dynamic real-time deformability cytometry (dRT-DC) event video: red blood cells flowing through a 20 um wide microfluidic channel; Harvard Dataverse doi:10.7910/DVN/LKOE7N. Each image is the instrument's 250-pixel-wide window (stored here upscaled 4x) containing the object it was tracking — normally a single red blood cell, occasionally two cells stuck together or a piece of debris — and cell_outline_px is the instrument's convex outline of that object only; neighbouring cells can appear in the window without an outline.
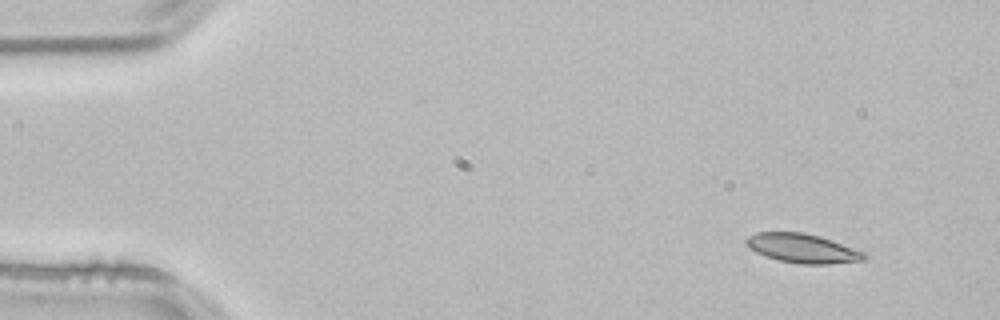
{"species": "common noctule bat (a hibernating species)", "species_latin": "Nyctalus noctula", "temperature_condition": "room temperature", "stored_images_in_passage": 50, "camera_frame_rate_fps": 3000, "um_per_image_px": 0.085, "animal": {"sex": "male", "body_mass_g": 21.5, "forearm_length_mm": 52.0}, "frame": {"image": 1, "passage_image": 1, "time_ms": 0.0, "image_size_px": [1000, 320], "cell_outline_px": [[868, 256], [864, 260], [828, 264], [800, 264], [776, 260], [764, 256], [756, 252], [744, 244], [744, 240], [748, 236], [756, 232], [804, 232], [820, 236], [832, 240], [864, 252]], "centroid_in_image_um": [68.17, 21.11], "position_along_channel_um": 16.8, "area_um2": 20.23}}
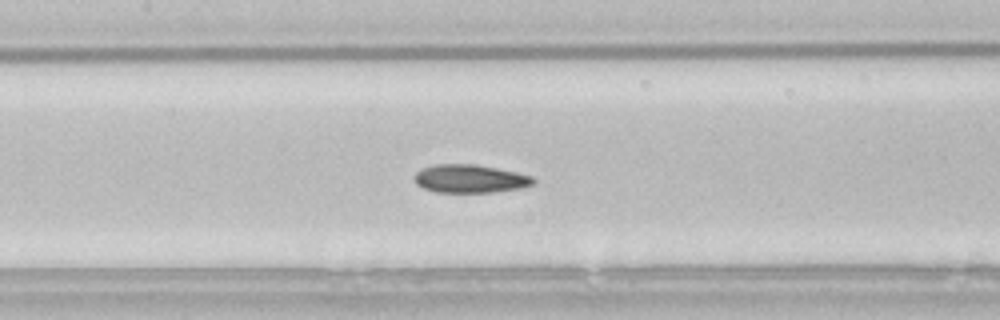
{"frame": {"image": 2, "passage_image": 21, "time_ms": 6.667, "image_size_px": [1000, 320], "cell_outline_px": [[536, 180], [532, 184], [520, 188], [492, 192], [436, 192], [424, 188], [416, 184], [412, 176], [420, 168], [436, 164], [476, 164], [516, 172], [532, 176]], "centroid_in_image_um": [39.9, 15.18], "position_along_channel_um": 167.5, "area_um2": 19.59}}
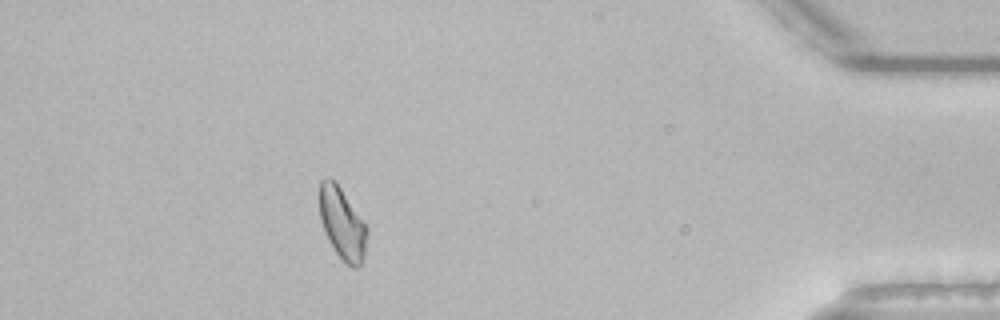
{"frame": {"image": 3, "passage_image": 44, "time_ms": 14.333, "image_size_px": [1000, 320], "cell_outline_px": [[368, 232], [364, 256], [360, 264], [356, 268], [352, 268], [336, 252], [324, 228], [320, 216], [320, 180], [328, 176], [340, 188], [368, 228]], "centroid_in_image_um": [29.11, 19.0], "position_along_channel_um": 406.1, "area_um2": 19.13}, "authors_computed_cell_mechanics": {"area_um2": 19.7387, "velocity_mm_per_s": 3.7981, "shape_relaxation_time_tau1_ms": 7.4698, "shape_relaxation_time_tau2_ms": 2.0262, "deformation_change_tau1": 0.1624, "deformation_change_tau2": 0.069}}